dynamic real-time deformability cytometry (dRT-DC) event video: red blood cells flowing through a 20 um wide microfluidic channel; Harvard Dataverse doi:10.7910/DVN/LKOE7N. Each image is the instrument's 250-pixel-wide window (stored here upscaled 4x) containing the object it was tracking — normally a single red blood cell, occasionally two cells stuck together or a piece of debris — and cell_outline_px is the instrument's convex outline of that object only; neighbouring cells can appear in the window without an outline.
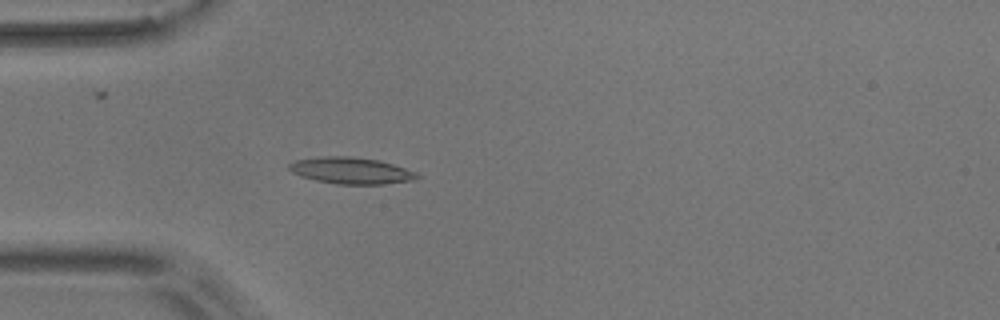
{"species": "common noctule bat (a hibernating species)", "species_latin": "Nyctalus noctula", "temperature_condition": "room temperature", "stored_images_in_passage": 3, "camera_frame_rate_fps": 3000, "um_per_image_px": 0.085, "animal": {"sex": "male", "body_mass_g": 17.9}, "frame": {"image": 1, "passage_image": 3, "time_ms": 2.333, "image_size_px": [1000, 320], "cell_outline_px": [[420, 176], [412, 180], [384, 184], [336, 184], [316, 180], [300, 176], [292, 172], [288, 168], [288, 164], [296, 160], [324, 156], [348, 156], [380, 160], [416, 172]], "centroid_in_image_um": [29.82, 14.5], "position_along_channel_um": 55.2, "area_um2": 19.65}}